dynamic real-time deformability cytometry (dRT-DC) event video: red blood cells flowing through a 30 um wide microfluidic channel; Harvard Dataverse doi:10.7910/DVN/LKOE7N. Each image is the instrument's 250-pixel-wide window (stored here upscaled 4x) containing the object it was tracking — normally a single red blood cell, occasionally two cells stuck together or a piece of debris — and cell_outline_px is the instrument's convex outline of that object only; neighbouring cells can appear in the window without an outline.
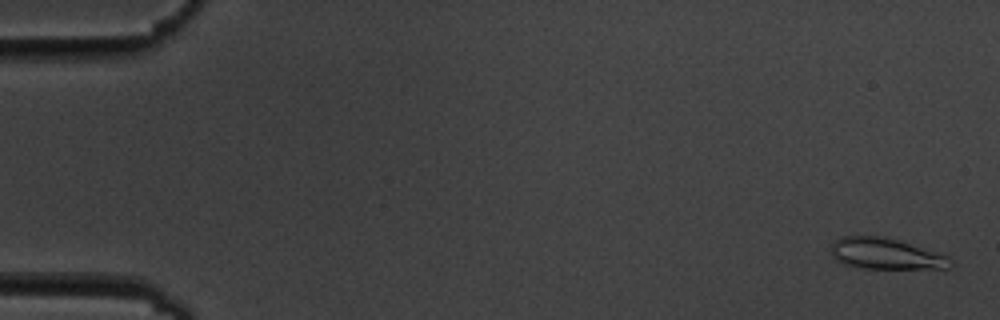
{"species": "common noctule bat (a hibernating species)", "species_latin": "Nyctalus noctula", "temperature_condition": "cold", "stored_images_in_passage": 15, "camera_frame_rate_fps": 3000, "um_per_image_px": 0.085, "animal": {"sex": "male", "body_mass_g": 19.5, "forearm_length_mm": 54.6}, "frame": {"image": 1, "passage_image": 1, "time_ms": 0.0, "image_size_px": [1000, 320], "cell_outline_px": [[952, 264], [948, 268], [864, 268], [844, 264], [836, 260], [832, 256], [832, 244], [840, 236], [884, 236], [948, 256]], "centroid_in_image_um": [75.24, 21.57], "position_along_channel_um": 9.8, "area_um2": 21.21}}
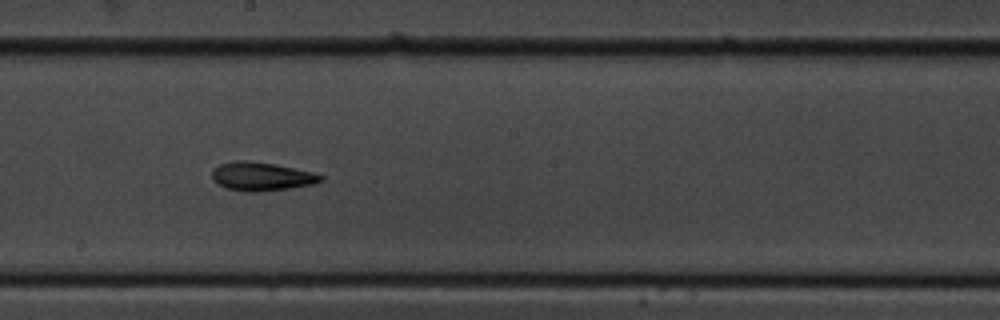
{"frame": {"image": 2, "passage_image": 9, "time_ms": 10.0, "image_size_px": [1000, 320], "cell_outline_px": [[324, 180], [316, 184], [260, 192], [248, 192], [228, 188], [216, 184], [212, 180], [212, 172], [220, 164], [236, 160], [244, 160], [276, 164], [312, 172], [324, 176]], "centroid_in_image_um": [22.25, 15.0], "position_along_channel_um": 226.0, "area_um2": 18.15}}
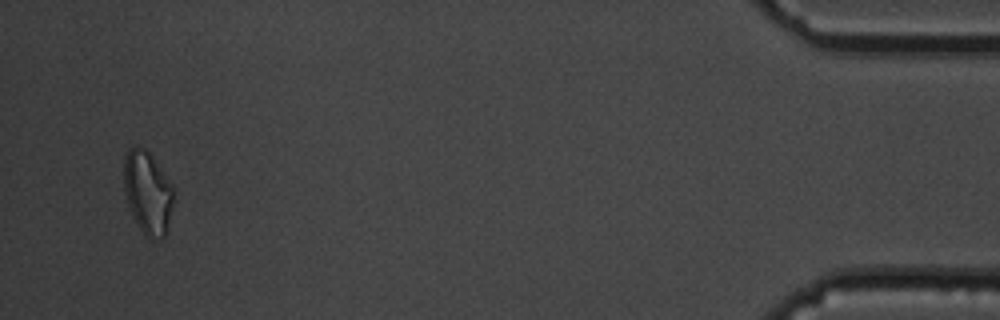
{"frame": {"image": 3, "passage_image": 15, "time_ms": 17.667, "image_size_px": [1000, 320], "cell_outline_px": [[172, 204], [168, 232], [164, 236], [148, 236], [140, 228], [132, 216], [128, 204], [124, 188], [124, 156], [128, 148], [136, 144], [144, 148], [148, 152], [172, 184]], "centroid_in_image_um": [12.53, 16.31], "position_along_channel_um": 422.7, "area_um2": 23.58}, "authors_computed_cell_mechanics": {"area_um2": 18.2648, "velocity_mm_per_s": 3.5575, "shape_relaxation_time_tau1_ms": 5.9473, "shape_relaxation_time_tau2_ms": 6.0283, "deformation_change_tau1": 0.1375, "deformation_change_tau2": 0.1352}}